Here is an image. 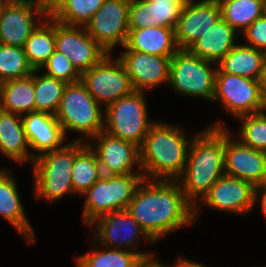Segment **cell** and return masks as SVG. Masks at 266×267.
<instances>
[{
  "label": "cell",
  "mask_w": 266,
  "mask_h": 267,
  "mask_svg": "<svg viewBox=\"0 0 266 267\" xmlns=\"http://www.w3.org/2000/svg\"><path fill=\"white\" fill-rule=\"evenodd\" d=\"M233 138L225 127V175L260 185L266 169V152Z\"/></svg>",
  "instance_id": "d6986e66"
},
{
  "label": "cell",
  "mask_w": 266,
  "mask_h": 267,
  "mask_svg": "<svg viewBox=\"0 0 266 267\" xmlns=\"http://www.w3.org/2000/svg\"><path fill=\"white\" fill-rule=\"evenodd\" d=\"M22 120L29 147L38 152L35 157L67 144H64L66 136L55 115L34 111L22 115Z\"/></svg>",
  "instance_id": "44dd1931"
},
{
  "label": "cell",
  "mask_w": 266,
  "mask_h": 267,
  "mask_svg": "<svg viewBox=\"0 0 266 267\" xmlns=\"http://www.w3.org/2000/svg\"><path fill=\"white\" fill-rule=\"evenodd\" d=\"M29 148L22 116L0 110V153L14 162L32 164L35 154Z\"/></svg>",
  "instance_id": "603a6c76"
},
{
  "label": "cell",
  "mask_w": 266,
  "mask_h": 267,
  "mask_svg": "<svg viewBox=\"0 0 266 267\" xmlns=\"http://www.w3.org/2000/svg\"><path fill=\"white\" fill-rule=\"evenodd\" d=\"M103 112L104 107L89 94L84 83L79 80L66 84L55 116L65 136L67 131L78 132L83 135L74 141L85 142L104 130Z\"/></svg>",
  "instance_id": "5b68a950"
},
{
  "label": "cell",
  "mask_w": 266,
  "mask_h": 267,
  "mask_svg": "<svg viewBox=\"0 0 266 267\" xmlns=\"http://www.w3.org/2000/svg\"><path fill=\"white\" fill-rule=\"evenodd\" d=\"M193 1H185L175 28L176 44L182 50H188L221 18L218 0Z\"/></svg>",
  "instance_id": "2e32d148"
},
{
  "label": "cell",
  "mask_w": 266,
  "mask_h": 267,
  "mask_svg": "<svg viewBox=\"0 0 266 267\" xmlns=\"http://www.w3.org/2000/svg\"><path fill=\"white\" fill-rule=\"evenodd\" d=\"M102 175L95 152L86 144L74 157L71 173L74 195H82Z\"/></svg>",
  "instance_id": "f546056e"
},
{
  "label": "cell",
  "mask_w": 266,
  "mask_h": 267,
  "mask_svg": "<svg viewBox=\"0 0 266 267\" xmlns=\"http://www.w3.org/2000/svg\"><path fill=\"white\" fill-rule=\"evenodd\" d=\"M111 57L108 53L81 75L89 94L104 108L134 91L124 64L118 57Z\"/></svg>",
  "instance_id": "9c48e42d"
},
{
  "label": "cell",
  "mask_w": 266,
  "mask_h": 267,
  "mask_svg": "<svg viewBox=\"0 0 266 267\" xmlns=\"http://www.w3.org/2000/svg\"><path fill=\"white\" fill-rule=\"evenodd\" d=\"M36 1L48 14H50L64 0H36Z\"/></svg>",
  "instance_id": "f35d334b"
},
{
  "label": "cell",
  "mask_w": 266,
  "mask_h": 267,
  "mask_svg": "<svg viewBox=\"0 0 266 267\" xmlns=\"http://www.w3.org/2000/svg\"><path fill=\"white\" fill-rule=\"evenodd\" d=\"M49 14L36 0L4 3L0 9V43L24 47L27 39Z\"/></svg>",
  "instance_id": "5bb4252c"
},
{
  "label": "cell",
  "mask_w": 266,
  "mask_h": 267,
  "mask_svg": "<svg viewBox=\"0 0 266 267\" xmlns=\"http://www.w3.org/2000/svg\"><path fill=\"white\" fill-rule=\"evenodd\" d=\"M254 188L249 181L223 175L202 198V205L222 212L248 214L255 207Z\"/></svg>",
  "instance_id": "e0dca14e"
},
{
  "label": "cell",
  "mask_w": 266,
  "mask_h": 267,
  "mask_svg": "<svg viewBox=\"0 0 266 267\" xmlns=\"http://www.w3.org/2000/svg\"><path fill=\"white\" fill-rule=\"evenodd\" d=\"M105 0H64L50 15L65 25L85 27Z\"/></svg>",
  "instance_id": "d6a6232c"
},
{
  "label": "cell",
  "mask_w": 266,
  "mask_h": 267,
  "mask_svg": "<svg viewBox=\"0 0 266 267\" xmlns=\"http://www.w3.org/2000/svg\"><path fill=\"white\" fill-rule=\"evenodd\" d=\"M55 50V19L49 14L27 39L24 51L33 69H40Z\"/></svg>",
  "instance_id": "83f0119b"
},
{
  "label": "cell",
  "mask_w": 266,
  "mask_h": 267,
  "mask_svg": "<svg viewBox=\"0 0 266 267\" xmlns=\"http://www.w3.org/2000/svg\"><path fill=\"white\" fill-rule=\"evenodd\" d=\"M259 83H260L261 98H262V101H263V104H264L265 110H266V59H265L264 64H263L262 73H261V77L259 79Z\"/></svg>",
  "instance_id": "ab89813d"
},
{
  "label": "cell",
  "mask_w": 266,
  "mask_h": 267,
  "mask_svg": "<svg viewBox=\"0 0 266 267\" xmlns=\"http://www.w3.org/2000/svg\"><path fill=\"white\" fill-rule=\"evenodd\" d=\"M95 228L94 238L95 243L98 242V247L101 245L110 249H125L134 251L141 257L152 255L150 252H140V239L144 238L149 243L155 242L146 234L138 222L126 210L109 212L101 215L89 224Z\"/></svg>",
  "instance_id": "30bf717a"
},
{
  "label": "cell",
  "mask_w": 266,
  "mask_h": 267,
  "mask_svg": "<svg viewBox=\"0 0 266 267\" xmlns=\"http://www.w3.org/2000/svg\"><path fill=\"white\" fill-rule=\"evenodd\" d=\"M266 53L246 44H237L217 63L216 73H227L259 80Z\"/></svg>",
  "instance_id": "484cf974"
},
{
  "label": "cell",
  "mask_w": 266,
  "mask_h": 267,
  "mask_svg": "<svg viewBox=\"0 0 266 267\" xmlns=\"http://www.w3.org/2000/svg\"><path fill=\"white\" fill-rule=\"evenodd\" d=\"M34 71L28 77L1 82L0 110L25 115L35 111Z\"/></svg>",
  "instance_id": "4316f807"
},
{
  "label": "cell",
  "mask_w": 266,
  "mask_h": 267,
  "mask_svg": "<svg viewBox=\"0 0 266 267\" xmlns=\"http://www.w3.org/2000/svg\"><path fill=\"white\" fill-rule=\"evenodd\" d=\"M242 33L246 45L266 53V14L254 20Z\"/></svg>",
  "instance_id": "8d00e7d4"
},
{
  "label": "cell",
  "mask_w": 266,
  "mask_h": 267,
  "mask_svg": "<svg viewBox=\"0 0 266 267\" xmlns=\"http://www.w3.org/2000/svg\"><path fill=\"white\" fill-rule=\"evenodd\" d=\"M221 17L236 31L242 32L265 14L266 0H218Z\"/></svg>",
  "instance_id": "f1b7e54d"
},
{
  "label": "cell",
  "mask_w": 266,
  "mask_h": 267,
  "mask_svg": "<svg viewBox=\"0 0 266 267\" xmlns=\"http://www.w3.org/2000/svg\"><path fill=\"white\" fill-rule=\"evenodd\" d=\"M177 262L178 267H206L201 263L194 262L193 260H188V258L179 257Z\"/></svg>",
  "instance_id": "b9f144b4"
},
{
  "label": "cell",
  "mask_w": 266,
  "mask_h": 267,
  "mask_svg": "<svg viewBox=\"0 0 266 267\" xmlns=\"http://www.w3.org/2000/svg\"><path fill=\"white\" fill-rule=\"evenodd\" d=\"M186 0H131L129 29L146 27L176 28Z\"/></svg>",
  "instance_id": "ffe728a7"
},
{
  "label": "cell",
  "mask_w": 266,
  "mask_h": 267,
  "mask_svg": "<svg viewBox=\"0 0 266 267\" xmlns=\"http://www.w3.org/2000/svg\"><path fill=\"white\" fill-rule=\"evenodd\" d=\"M3 4H4V2L2 0H0V9H1Z\"/></svg>",
  "instance_id": "bcb514c9"
},
{
  "label": "cell",
  "mask_w": 266,
  "mask_h": 267,
  "mask_svg": "<svg viewBox=\"0 0 266 267\" xmlns=\"http://www.w3.org/2000/svg\"><path fill=\"white\" fill-rule=\"evenodd\" d=\"M257 200L260 201L261 209L266 219V188L260 185L254 188V203H257Z\"/></svg>",
  "instance_id": "74e56055"
},
{
  "label": "cell",
  "mask_w": 266,
  "mask_h": 267,
  "mask_svg": "<svg viewBox=\"0 0 266 267\" xmlns=\"http://www.w3.org/2000/svg\"><path fill=\"white\" fill-rule=\"evenodd\" d=\"M158 259L152 255L141 257L133 267H151Z\"/></svg>",
  "instance_id": "60d3db41"
},
{
  "label": "cell",
  "mask_w": 266,
  "mask_h": 267,
  "mask_svg": "<svg viewBox=\"0 0 266 267\" xmlns=\"http://www.w3.org/2000/svg\"><path fill=\"white\" fill-rule=\"evenodd\" d=\"M179 49L171 58L169 85L179 94L213 100L217 64ZM211 65L216 66V68Z\"/></svg>",
  "instance_id": "ba28073f"
},
{
  "label": "cell",
  "mask_w": 266,
  "mask_h": 267,
  "mask_svg": "<svg viewBox=\"0 0 266 267\" xmlns=\"http://www.w3.org/2000/svg\"><path fill=\"white\" fill-rule=\"evenodd\" d=\"M100 247L95 246L91 253L88 252L76 257L77 267H133L141 258L134 251Z\"/></svg>",
  "instance_id": "4dcf8cb0"
},
{
  "label": "cell",
  "mask_w": 266,
  "mask_h": 267,
  "mask_svg": "<svg viewBox=\"0 0 266 267\" xmlns=\"http://www.w3.org/2000/svg\"><path fill=\"white\" fill-rule=\"evenodd\" d=\"M38 72L41 71L34 69L35 111L55 115L66 83L45 74L40 75Z\"/></svg>",
  "instance_id": "1f68e13d"
},
{
  "label": "cell",
  "mask_w": 266,
  "mask_h": 267,
  "mask_svg": "<svg viewBox=\"0 0 266 267\" xmlns=\"http://www.w3.org/2000/svg\"><path fill=\"white\" fill-rule=\"evenodd\" d=\"M91 140H95L96 145L90 142L87 144L95 152L103 175L143 173L140 167V148L135 144L110 136L104 131ZM135 165H139L137 172L134 171Z\"/></svg>",
  "instance_id": "9a60e30c"
},
{
  "label": "cell",
  "mask_w": 266,
  "mask_h": 267,
  "mask_svg": "<svg viewBox=\"0 0 266 267\" xmlns=\"http://www.w3.org/2000/svg\"><path fill=\"white\" fill-rule=\"evenodd\" d=\"M145 92L131 94L104 108V132L141 148L145 136L155 123L148 118ZM151 121V122H150Z\"/></svg>",
  "instance_id": "52a82bcc"
},
{
  "label": "cell",
  "mask_w": 266,
  "mask_h": 267,
  "mask_svg": "<svg viewBox=\"0 0 266 267\" xmlns=\"http://www.w3.org/2000/svg\"><path fill=\"white\" fill-rule=\"evenodd\" d=\"M118 56L124 64L134 90L146 92L162 83H169L170 62L172 57L159 56L129 50Z\"/></svg>",
  "instance_id": "ac0fdd59"
},
{
  "label": "cell",
  "mask_w": 266,
  "mask_h": 267,
  "mask_svg": "<svg viewBox=\"0 0 266 267\" xmlns=\"http://www.w3.org/2000/svg\"><path fill=\"white\" fill-rule=\"evenodd\" d=\"M236 36L237 31L221 17L188 50L217 64L236 45Z\"/></svg>",
  "instance_id": "d4e9b609"
},
{
  "label": "cell",
  "mask_w": 266,
  "mask_h": 267,
  "mask_svg": "<svg viewBox=\"0 0 266 267\" xmlns=\"http://www.w3.org/2000/svg\"><path fill=\"white\" fill-rule=\"evenodd\" d=\"M175 263V264H174ZM173 265H165L160 260H157L151 267H178L177 262H174Z\"/></svg>",
  "instance_id": "7bdbcfd3"
},
{
  "label": "cell",
  "mask_w": 266,
  "mask_h": 267,
  "mask_svg": "<svg viewBox=\"0 0 266 267\" xmlns=\"http://www.w3.org/2000/svg\"><path fill=\"white\" fill-rule=\"evenodd\" d=\"M34 71L24 47L0 43V82L28 77Z\"/></svg>",
  "instance_id": "836d02e7"
},
{
  "label": "cell",
  "mask_w": 266,
  "mask_h": 267,
  "mask_svg": "<svg viewBox=\"0 0 266 267\" xmlns=\"http://www.w3.org/2000/svg\"><path fill=\"white\" fill-rule=\"evenodd\" d=\"M173 124L155 122L140 148V167L146 179L176 180L186 165L191 139Z\"/></svg>",
  "instance_id": "3957f363"
},
{
  "label": "cell",
  "mask_w": 266,
  "mask_h": 267,
  "mask_svg": "<svg viewBox=\"0 0 266 267\" xmlns=\"http://www.w3.org/2000/svg\"><path fill=\"white\" fill-rule=\"evenodd\" d=\"M213 101L236 118L265 110L259 80L234 74L216 73Z\"/></svg>",
  "instance_id": "8fae6325"
},
{
  "label": "cell",
  "mask_w": 266,
  "mask_h": 267,
  "mask_svg": "<svg viewBox=\"0 0 266 267\" xmlns=\"http://www.w3.org/2000/svg\"><path fill=\"white\" fill-rule=\"evenodd\" d=\"M4 3H10V2H22L25 0H2Z\"/></svg>",
  "instance_id": "f6af8a7d"
},
{
  "label": "cell",
  "mask_w": 266,
  "mask_h": 267,
  "mask_svg": "<svg viewBox=\"0 0 266 267\" xmlns=\"http://www.w3.org/2000/svg\"><path fill=\"white\" fill-rule=\"evenodd\" d=\"M0 216L18 230L28 244L35 242V232L27 219L16 181L11 171L2 168H0Z\"/></svg>",
  "instance_id": "7402d4cb"
},
{
  "label": "cell",
  "mask_w": 266,
  "mask_h": 267,
  "mask_svg": "<svg viewBox=\"0 0 266 267\" xmlns=\"http://www.w3.org/2000/svg\"><path fill=\"white\" fill-rule=\"evenodd\" d=\"M143 173L102 175L82 196H85L83 222L89 226L109 212L126 210L144 180Z\"/></svg>",
  "instance_id": "8992f818"
},
{
  "label": "cell",
  "mask_w": 266,
  "mask_h": 267,
  "mask_svg": "<svg viewBox=\"0 0 266 267\" xmlns=\"http://www.w3.org/2000/svg\"><path fill=\"white\" fill-rule=\"evenodd\" d=\"M86 144L72 140L61 149L34 158L32 170L35 198L45 199L51 204L65 194L74 193L71 177L74 157Z\"/></svg>",
  "instance_id": "277c9868"
},
{
  "label": "cell",
  "mask_w": 266,
  "mask_h": 267,
  "mask_svg": "<svg viewBox=\"0 0 266 267\" xmlns=\"http://www.w3.org/2000/svg\"><path fill=\"white\" fill-rule=\"evenodd\" d=\"M260 186H263V187L266 188V169H265V172H264L263 180H262V182L260 183Z\"/></svg>",
  "instance_id": "ee69618b"
},
{
  "label": "cell",
  "mask_w": 266,
  "mask_h": 267,
  "mask_svg": "<svg viewBox=\"0 0 266 267\" xmlns=\"http://www.w3.org/2000/svg\"><path fill=\"white\" fill-rule=\"evenodd\" d=\"M222 123H211L191 137L186 165L176 179L186 199L194 206L195 222L202 207L197 205L198 198L202 200L212 185L225 175V125Z\"/></svg>",
  "instance_id": "7a4b0ae2"
},
{
  "label": "cell",
  "mask_w": 266,
  "mask_h": 267,
  "mask_svg": "<svg viewBox=\"0 0 266 267\" xmlns=\"http://www.w3.org/2000/svg\"><path fill=\"white\" fill-rule=\"evenodd\" d=\"M125 46L132 51L166 57H172L179 50L175 29L169 27L129 29Z\"/></svg>",
  "instance_id": "cb8c5ba5"
},
{
  "label": "cell",
  "mask_w": 266,
  "mask_h": 267,
  "mask_svg": "<svg viewBox=\"0 0 266 267\" xmlns=\"http://www.w3.org/2000/svg\"><path fill=\"white\" fill-rule=\"evenodd\" d=\"M55 41L56 50L68 57L80 75L108 54L84 27L65 25L56 20Z\"/></svg>",
  "instance_id": "4fadbf2b"
},
{
  "label": "cell",
  "mask_w": 266,
  "mask_h": 267,
  "mask_svg": "<svg viewBox=\"0 0 266 267\" xmlns=\"http://www.w3.org/2000/svg\"><path fill=\"white\" fill-rule=\"evenodd\" d=\"M266 110L240 116L238 140L246 146L266 152Z\"/></svg>",
  "instance_id": "e575fe53"
},
{
  "label": "cell",
  "mask_w": 266,
  "mask_h": 267,
  "mask_svg": "<svg viewBox=\"0 0 266 267\" xmlns=\"http://www.w3.org/2000/svg\"><path fill=\"white\" fill-rule=\"evenodd\" d=\"M45 75L64 81L66 84L81 80V75L73 67L67 56L55 50L40 67Z\"/></svg>",
  "instance_id": "d590c367"
},
{
  "label": "cell",
  "mask_w": 266,
  "mask_h": 267,
  "mask_svg": "<svg viewBox=\"0 0 266 267\" xmlns=\"http://www.w3.org/2000/svg\"><path fill=\"white\" fill-rule=\"evenodd\" d=\"M127 211L155 242L186 225L194 224V206L177 180L144 179Z\"/></svg>",
  "instance_id": "6da1fadb"
},
{
  "label": "cell",
  "mask_w": 266,
  "mask_h": 267,
  "mask_svg": "<svg viewBox=\"0 0 266 267\" xmlns=\"http://www.w3.org/2000/svg\"><path fill=\"white\" fill-rule=\"evenodd\" d=\"M131 0H105L85 25L87 33L109 54L125 46L129 33Z\"/></svg>",
  "instance_id": "7c38bea8"
}]
</instances>
